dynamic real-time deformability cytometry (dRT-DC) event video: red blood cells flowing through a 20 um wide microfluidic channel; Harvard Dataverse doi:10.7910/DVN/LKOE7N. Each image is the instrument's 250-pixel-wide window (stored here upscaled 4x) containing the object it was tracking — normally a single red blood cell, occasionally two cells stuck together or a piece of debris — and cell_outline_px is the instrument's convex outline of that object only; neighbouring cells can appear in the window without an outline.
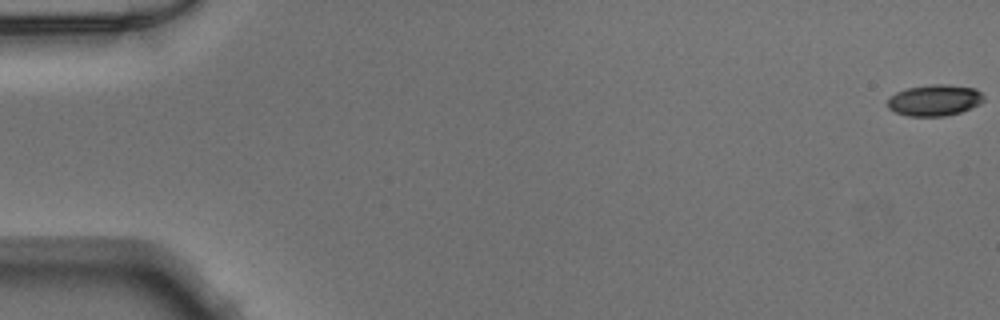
{"species": "Egyptian fruit bat (a non-hibernating species)", "species_latin": "Rousettus aegyptiacus", "temperature_condition": "warm", "stored_images_in_passage": 51, "camera_frame_rate_fps": 3000, "um_per_image_px": 0.085, "animal": {"sex": "male"}, "frame": {"image": 1, "passage_image": 1, "time_ms": 0.0, "image_size_px": [1000, 320], "cell_outline_px": [[984, 100], [980, 104], [960, 112], [944, 116], [908, 116], [896, 112], [888, 108], [888, 100], [896, 92], [908, 88], [932, 84], [948, 84], [976, 88], [984, 96]], "centroid_in_image_um": [79.46, 8.51], "position_along_channel_um": 5.5, "area_um2": 17.46}}
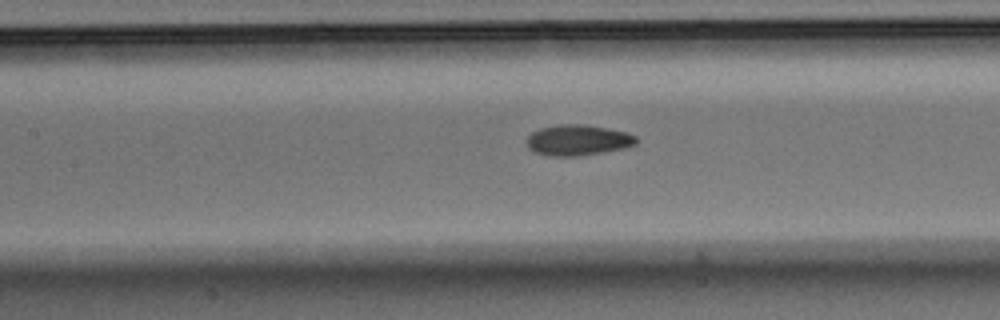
{"frame": {"image": 2, "passage_image": 24, "time_ms": 7.667, "image_size_px": [1000, 320], "cell_outline_px": [[636, 144], [620, 148], [600, 152], [576, 156], [548, 156], [536, 152], [528, 148], [528, 136], [532, 132], [540, 128], [560, 124], [584, 124], [628, 132], [636, 136]], "centroid_in_image_um": [49.09, 11.9], "position_along_channel_um": 158.3, "area_um2": 19.31}}
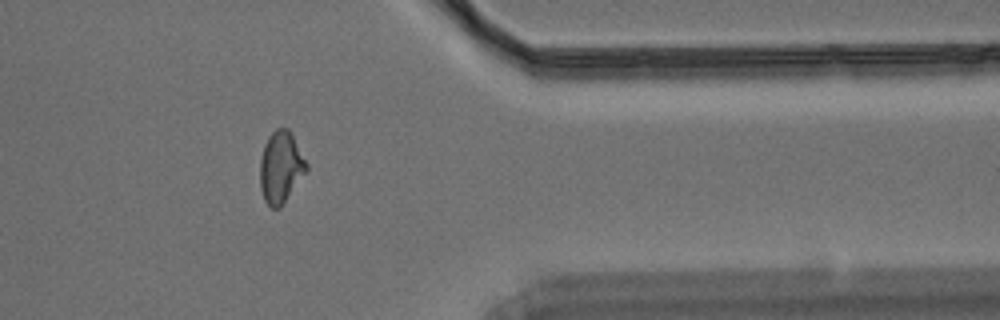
{"frame": {"image": 3, "passage_image": 42, "time_ms": 13.667, "image_size_px": [1000, 320], "cell_outline_px": [[308, 168], [280, 208], [272, 208], [264, 200], [260, 188], [260, 156], [264, 144], [268, 136], [276, 128], [288, 128], [292, 132], [308, 164]], "centroid_in_image_um": [23.86, 14.17], "position_along_channel_um": 387.5, "area_um2": 19.48}}